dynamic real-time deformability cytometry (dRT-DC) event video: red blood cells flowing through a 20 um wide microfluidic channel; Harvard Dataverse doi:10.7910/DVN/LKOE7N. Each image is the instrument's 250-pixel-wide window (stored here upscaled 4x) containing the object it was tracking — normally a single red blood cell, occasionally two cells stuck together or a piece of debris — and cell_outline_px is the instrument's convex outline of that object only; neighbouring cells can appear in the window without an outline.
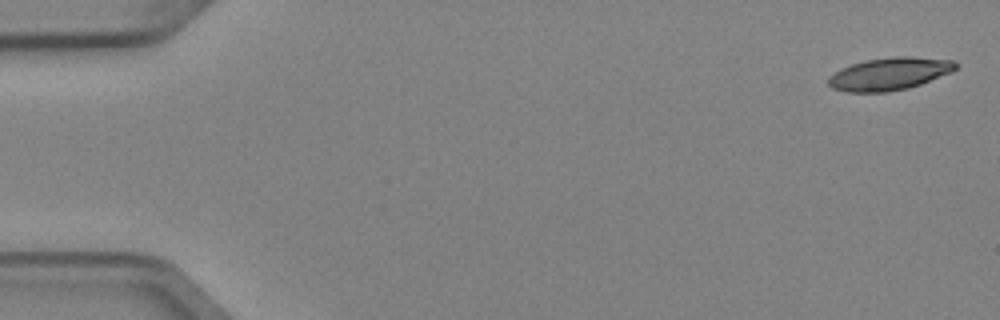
{"species": "Egyptian fruit bat (a non-hibernating species)", "species_latin": "Rousettus aegyptiacus", "temperature_condition": "cold", "stored_images_in_passage": 4, "camera_frame_rate_fps": 3000, "um_per_image_px": 0.085, "animal": {"sex": "female"}, "frame": {"image": 1, "passage_image": 1, "time_ms": 0.0, "image_size_px": [1000, 320], "cell_outline_px": [[956, 68], [948, 72], [920, 84], [908, 88], [888, 92], [848, 92], [832, 88], [828, 84], [828, 76], [840, 68], [852, 64], [868, 60], [892, 56], [908, 56], [952, 60], [956, 64]], "centroid_in_image_um": [75.53, 6.28], "position_along_channel_um": 9.5, "area_um2": 23.87}}
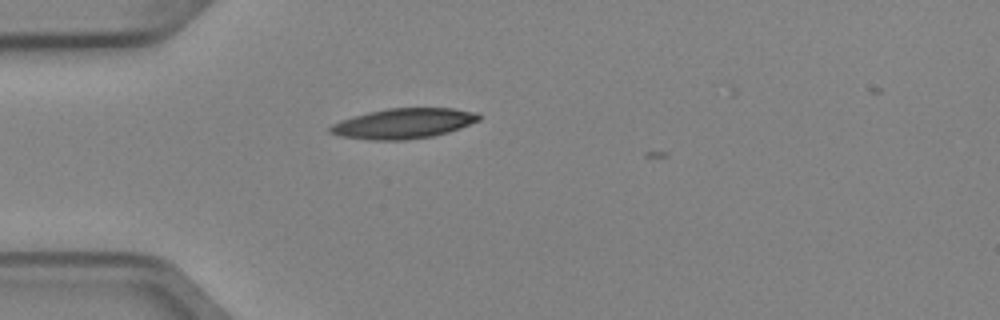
{"frame": {"image": 2, "passage_image": 4, "time_ms": 1.0, "image_size_px": [1000, 320], "cell_outline_px": [[480, 120], [460, 128], [448, 132], [432, 136], [404, 140], [372, 140], [340, 136], [328, 132], [328, 128], [332, 124], [340, 120], [352, 116], [368, 112], [388, 108], [452, 108], [476, 112], [480, 116]], "centroid_in_image_um": [34.27, 10.49], "position_along_channel_um": 50.7, "area_um2": 26.18}}